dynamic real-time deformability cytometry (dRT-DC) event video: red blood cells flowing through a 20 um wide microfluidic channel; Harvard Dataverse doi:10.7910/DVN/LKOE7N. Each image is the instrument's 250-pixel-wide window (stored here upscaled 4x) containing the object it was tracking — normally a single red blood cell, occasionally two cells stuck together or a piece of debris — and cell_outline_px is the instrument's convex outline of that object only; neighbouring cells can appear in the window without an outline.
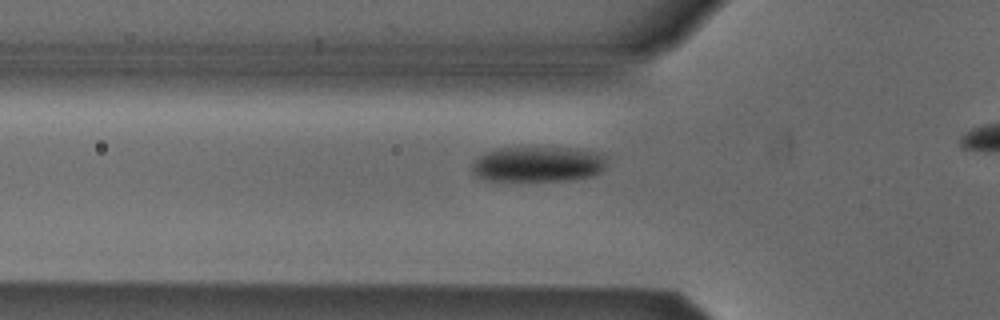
{"species": "Egyptian fruit bat (a non-hibernating species)", "species_latin": "Rousettus aegyptiacus", "temperature_condition": "cold", "stored_images_in_passage": 3, "segment_of_instrument_passage": [1, 2], "camera_frame_rate_fps": 3000, "um_per_image_px": 0.085, "animal": {"sex": "male"}, "frame": {"image": 1, "passage_image": 2, "time_ms": 2.0, "image_size_px": [1000, 320], "cell_outline_px": [[604, 168], [600, 172], [592, 176], [568, 180], [484, 180], [476, 176], [472, 172], [472, 164], [480, 156], [488, 152], [500, 148], [564, 148], [596, 152], [604, 156]], "centroid_in_image_um": [45.7, 13.97], "position_along_channel_um": 80.1, "area_um2": 27.22}}